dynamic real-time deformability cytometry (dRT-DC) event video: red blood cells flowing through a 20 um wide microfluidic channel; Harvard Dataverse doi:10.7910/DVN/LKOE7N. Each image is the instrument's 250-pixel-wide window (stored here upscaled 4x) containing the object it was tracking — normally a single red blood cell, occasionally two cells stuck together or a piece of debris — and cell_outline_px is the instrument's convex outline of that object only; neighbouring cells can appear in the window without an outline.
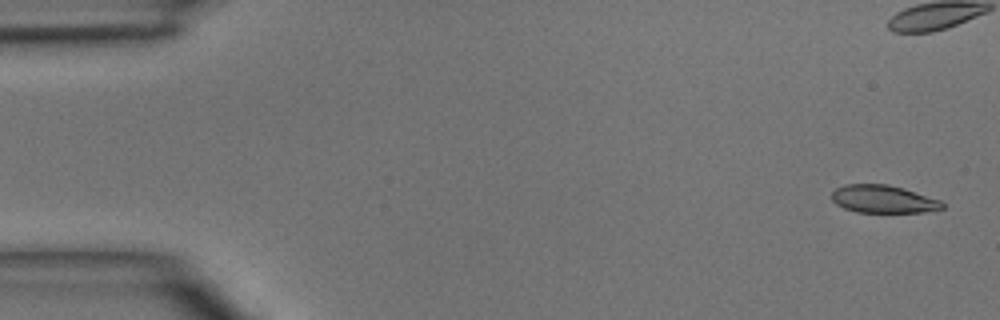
{"species": "common noctule bat (a hibernating species)", "species_latin": "Nyctalus noctula", "temperature_condition": "room temperature", "stored_images_in_passage": 6, "camera_frame_rate_fps": 3000, "um_per_image_px": 0.085, "animal": {"sex": "male", "body_mass_g": 15.6}, "frame": {"image": 1, "passage_image": 1, "time_ms": 0.0, "image_size_px": [1000, 320], "cell_outline_px": [[944, 208], [924, 212], [856, 212], [844, 208], [836, 204], [832, 200], [832, 192], [836, 188], [844, 184], [888, 184], [940, 200], [944, 204]], "centroid_in_image_um": [75.04, 16.92], "position_along_channel_um": 10.0, "area_um2": 17.74}}
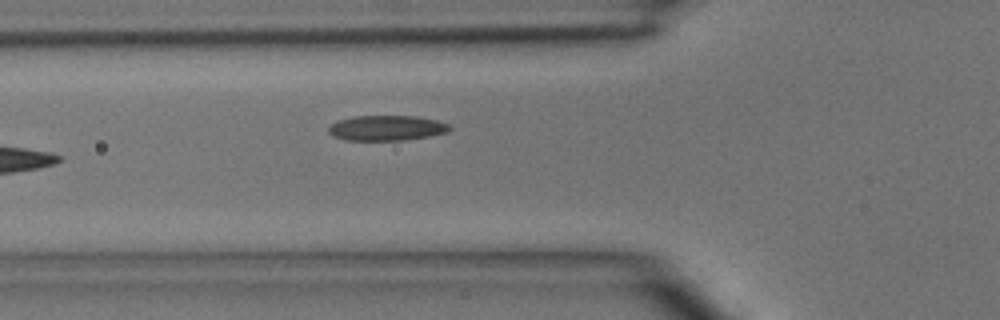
{"frame": {"image": 2, "passage_image": 6, "time_ms": 5.667, "image_size_px": [1000, 320], "cell_outline_px": [[452, 128], [448, 132], [428, 136], [404, 140], [344, 140], [332, 136], [328, 132], [328, 128], [336, 120], [356, 116], [416, 116], [436, 120], [448, 124]], "centroid_in_image_um": [32.84, 10.88], "position_along_channel_um": 93.0, "area_um2": 17.8}}